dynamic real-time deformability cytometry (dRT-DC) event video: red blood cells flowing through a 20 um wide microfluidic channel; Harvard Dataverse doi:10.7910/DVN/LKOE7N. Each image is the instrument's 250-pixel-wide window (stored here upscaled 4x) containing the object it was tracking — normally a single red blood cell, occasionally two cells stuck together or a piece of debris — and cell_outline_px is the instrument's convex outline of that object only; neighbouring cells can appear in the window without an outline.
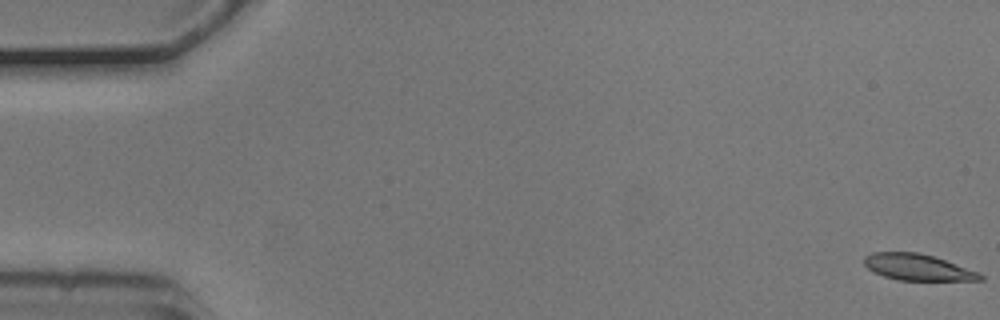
{"species": "common noctule bat (a hibernating species)", "species_latin": "Nyctalus noctula", "temperature_condition": "cold", "stored_images_in_passage": 9, "camera_frame_rate_fps": 3000, "um_per_image_px": 0.085, "animal": {"sex": "male", "body_mass_g": 20.5, "forearm_length_mm": 52.5}, "frame": {"image": 1, "passage_image": 1, "time_ms": 0.0, "image_size_px": [1000, 320], "cell_outline_px": [[984, 280], [900, 280], [884, 276], [868, 268], [864, 264], [864, 256], [872, 252], [916, 252], [932, 256], [980, 272], [984, 276]], "centroid_in_image_um": [78.01, 22.71], "position_along_channel_um": 7.0, "area_um2": 17.57}}
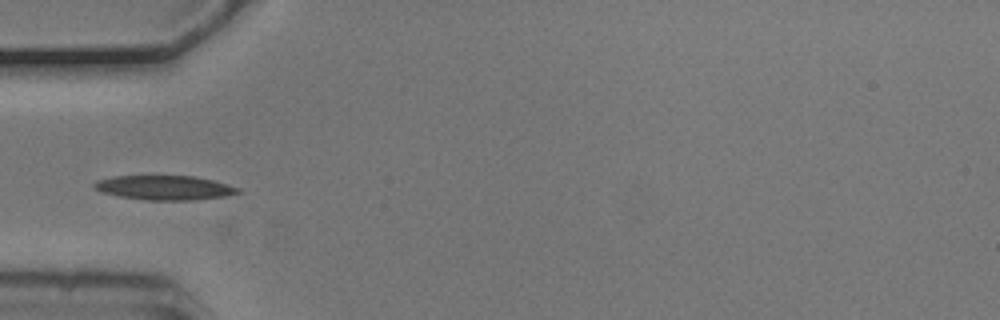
{"frame": {"image": 2, "passage_image": 6, "time_ms": 1.667, "image_size_px": [1000, 320], "cell_outline_px": [[244, 192], [224, 196], [192, 200], [144, 200], [120, 196], [100, 192], [92, 188], [92, 184], [96, 180], [112, 176], [196, 176], [212, 180], [240, 188]], "centroid_in_image_um": [13.95, 15.95], "position_along_channel_um": 71.1, "area_um2": 20.58}}